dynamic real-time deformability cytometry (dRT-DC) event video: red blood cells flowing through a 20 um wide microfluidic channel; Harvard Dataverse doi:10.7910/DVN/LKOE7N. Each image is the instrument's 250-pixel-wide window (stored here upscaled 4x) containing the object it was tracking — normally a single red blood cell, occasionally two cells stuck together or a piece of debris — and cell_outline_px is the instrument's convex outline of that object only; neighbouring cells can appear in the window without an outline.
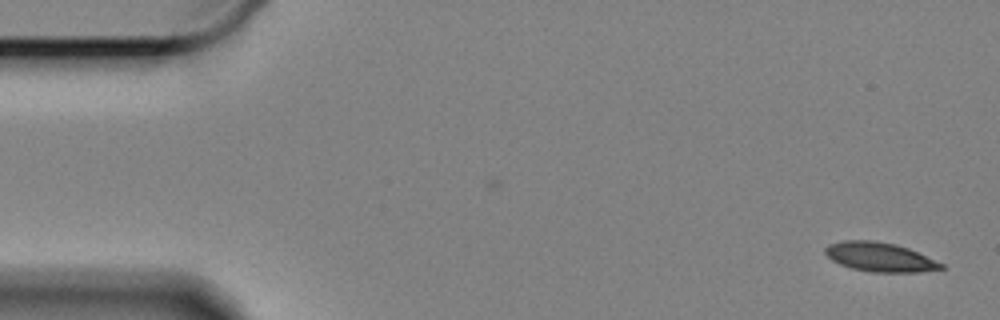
{"species": "Egyptian fruit bat (a non-hibernating species)", "species_latin": "Rousettus aegyptiacus", "temperature_condition": "cold", "stored_images_in_passage": 49, "camera_frame_rate_fps": 3000, "um_per_image_px": 0.085, "animal": {"sex": "female"}, "frame": {"image": 1, "passage_image": 1, "time_ms": 0.0, "image_size_px": [1000, 320], "cell_outline_px": [[944, 268], [920, 272], [872, 272], [852, 268], [840, 264], [832, 260], [824, 252], [824, 248], [828, 244], [844, 240], [872, 240], [896, 244], [908, 248], [944, 264]], "centroid_in_image_um": [74.76, 21.84], "position_along_channel_um": 10.2, "area_um2": 19.65}}
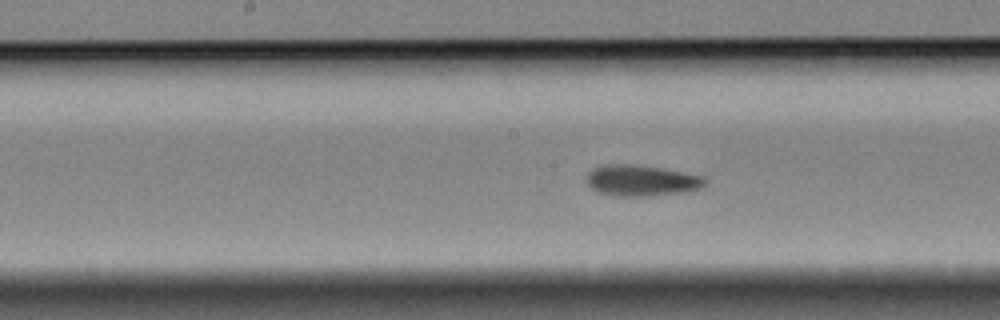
{"frame": {"image": 2, "passage_image": 28, "time_ms": 9.0, "image_size_px": [1000, 320], "cell_outline_px": [[708, 180], [700, 188], [688, 192], [648, 196], [612, 196], [596, 192], [588, 184], [588, 172], [592, 168], [608, 164], [628, 164], [660, 168], [704, 176]], "centroid_in_image_um": [54.53, 15.36], "position_along_channel_um": 193.7, "area_um2": 21.44}}
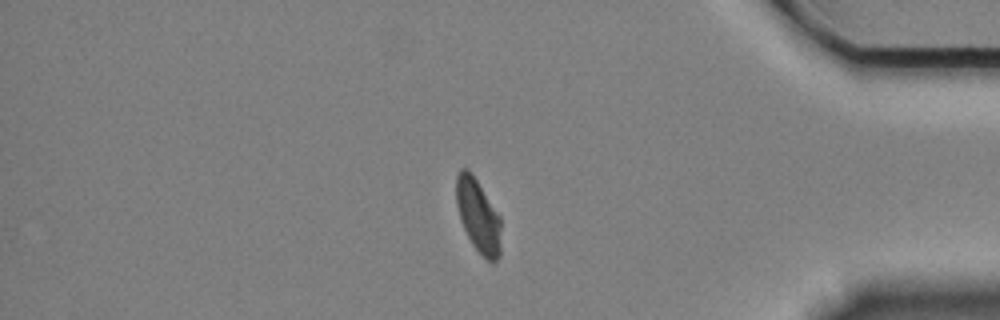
{"frame": {"image": 3, "passage_image": 49, "time_ms": 16.0, "image_size_px": [1000, 320], "cell_outline_px": [[500, 256], [492, 264], [472, 244], [460, 220], [456, 204], [456, 176], [460, 168], [468, 168], [500, 216]], "centroid_in_image_um": [40.63, 18.33], "position_along_channel_um": 394.6, "area_um2": 18.9}, "authors_computed_cell_mechanics": {"area_um2": 20.6346, "velocity_mm_per_s": 3.3122, "shape_relaxation_time_tau1_ms": 4.5126, "shape_relaxation_time_tau2_ms": 2.5463, "deformation_change_tau1": 0.1508, "deformation_change_tau2": 0.0677}}